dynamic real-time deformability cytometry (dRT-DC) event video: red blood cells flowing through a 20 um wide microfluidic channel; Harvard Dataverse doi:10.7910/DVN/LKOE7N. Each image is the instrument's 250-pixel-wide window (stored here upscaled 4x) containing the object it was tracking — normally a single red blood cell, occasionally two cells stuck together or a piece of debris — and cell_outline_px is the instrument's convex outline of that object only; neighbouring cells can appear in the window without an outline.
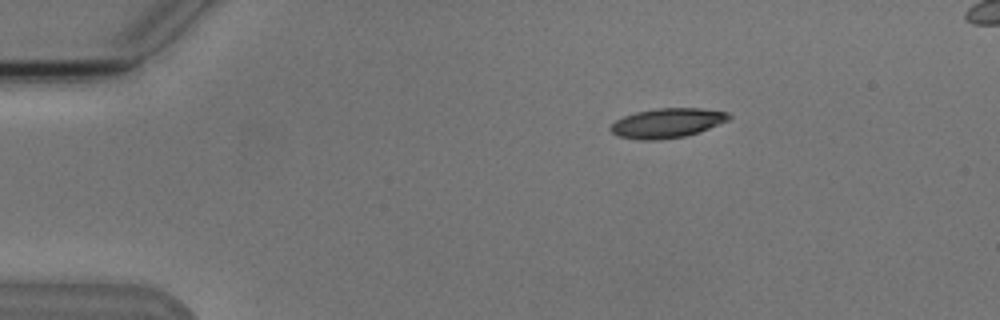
{"species": "Egyptian fruit bat (a non-hibernating species)", "species_latin": "Rousettus aegyptiacus", "temperature_condition": "cold", "stored_images_in_passage": 4, "camera_frame_rate_fps": 3000, "um_per_image_px": 0.085, "animal": {"sex": "male"}, "frame": {"image": 1, "passage_image": 1, "time_ms": 0.0, "image_size_px": [1000, 320], "cell_outline_px": [[732, 116], [728, 120], [708, 128], [684, 136], [656, 140], [640, 140], [620, 136], [612, 132], [608, 128], [616, 120], [624, 116], [636, 112], [656, 108], [700, 108], [728, 112]], "centroid_in_image_um": [56.69, 10.44], "position_along_channel_um": 28.3, "area_um2": 20.11}}